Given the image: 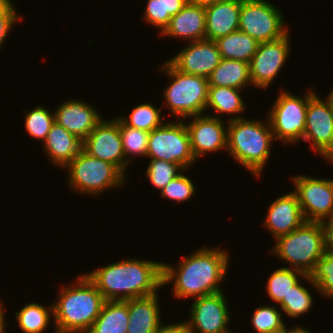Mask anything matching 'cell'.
Listing matches in <instances>:
<instances>
[{"label": "cell", "mask_w": 333, "mask_h": 333, "mask_svg": "<svg viewBox=\"0 0 333 333\" xmlns=\"http://www.w3.org/2000/svg\"><path fill=\"white\" fill-rule=\"evenodd\" d=\"M229 261L224 249L201 248L179 261L177 269L163 263V285L173 282L172 291L177 299L221 292L219 286L226 276Z\"/></svg>", "instance_id": "6da1fadb"}, {"label": "cell", "mask_w": 333, "mask_h": 333, "mask_svg": "<svg viewBox=\"0 0 333 333\" xmlns=\"http://www.w3.org/2000/svg\"><path fill=\"white\" fill-rule=\"evenodd\" d=\"M85 275L105 301H125L157 293L163 286V263L132 258Z\"/></svg>", "instance_id": "7a4b0ae2"}, {"label": "cell", "mask_w": 333, "mask_h": 333, "mask_svg": "<svg viewBox=\"0 0 333 333\" xmlns=\"http://www.w3.org/2000/svg\"><path fill=\"white\" fill-rule=\"evenodd\" d=\"M76 284L61 289L53 304L56 333H86L99 316L105 302L96 286L84 275Z\"/></svg>", "instance_id": "3957f363"}, {"label": "cell", "mask_w": 333, "mask_h": 333, "mask_svg": "<svg viewBox=\"0 0 333 333\" xmlns=\"http://www.w3.org/2000/svg\"><path fill=\"white\" fill-rule=\"evenodd\" d=\"M262 122L240 115L227 121L226 151L258 178L270 156L271 144L275 142L268 118L266 123Z\"/></svg>", "instance_id": "277c9868"}, {"label": "cell", "mask_w": 333, "mask_h": 333, "mask_svg": "<svg viewBox=\"0 0 333 333\" xmlns=\"http://www.w3.org/2000/svg\"><path fill=\"white\" fill-rule=\"evenodd\" d=\"M294 269L309 275L316 261L327 251V238L324 223L305 222L299 228L276 239L270 250Z\"/></svg>", "instance_id": "5b68a950"}, {"label": "cell", "mask_w": 333, "mask_h": 333, "mask_svg": "<svg viewBox=\"0 0 333 333\" xmlns=\"http://www.w3.org/2000/svg\"><path fill=\"white\" fill-rule=\"evenodd\" d=\"M160 69L171 79L163 91L168 109L176 117L204 114L208 100V80L176 70L168 61Z\"/></svg>", "instance_id": "8992f818"}, {"label": "cell", "mask_w": 333, "mask_h": 333, "mask_svg": "<svg viewBox=\"0 0 333 333\" xmlns=\"http://www.w3.org/2000/svg\"><path fill=\"white\" fill-rule=\"evenodd\" d=\"M64 168L68 171L71 189L84 195H99L108 188L121 187L127 179L114 164L92 157L83 150Z\"/></svg>", "instance_id": "52a82bcc"}, {"label": "cell", "mask_w": 333, "mask_h": 333, "mask_svg": "<svg viewBox=\"0 0 333 333\" xmlns=\"http://www.w3.org/2000/svg\"><path fill=\"white\" fill-rule=\"evenodd\" d=\"M313 93L314 91L309 90L305 97L301 98L283 89L278 94L268 113L275 141L282 140L292 144L303 140L308 101Z\"/></svg>", "instance_id": "ba28073f"}, {"label": "cell", "mask_w": 333, "mask_h": 333, "mask_svg": "<svg viewBox=\"0 0 333 333\" xmlns=\"http://www.w3.org/2000/svg\"><path fill=\"white\" fill-rule=\"evenodd\" d=\"M184 122H164L160 127L152 130L149 133L146 157L177 163L185 170L192 166L196 159Z\"/></svg>", "instance_id": "9c48e42d"}, {"label": "cell", "mask_w": 333, "mask_h": 333, "mask_svg": "<svg viewBox=\"0 0 333 333\" xmlns=\"http://www.w3.org/2000/svg\"><path fill=\"white\" fill-rule=\"evenodd\" d=\"M280 11L266 0H242L238 30L259 43L278 40L289 32Z\"/></svg>", "instance_id": "30bf717a"}, {"label": "cell", "mask_w": 333, "mask_h": 333, "mask_svg": "<svg viewBox=\"0 0 333 333\" xmlns=\"http://www.w3.org/2000/svg\"><path fill=\"white\" fill-rule=\"evenodd\" d=\"M292 180L295 185L293 192L297 195L306 222L325 223L333 216V179L298 175Z\"/></svg>", "instance_id": "8fae6325"}, {"label": "cell", "mask_w": 333, "mask_h": 333, "mask_svg": "<svg viewBox=\"0 0 333 333\" xmlns=\"http://www.w3.org/2000/svg\"><path fill=\"white\" fill-rule=\"evenodd\" d=\"M82 150L88 155L114 164L125 176L128 161L125 159L119 118L101 120L82 141Z\"/></svg>", "instance_id": "7c38bea8"}, {"label": "cell", "mask_w": 333, "mask_h": 333, "mask_svg": "<svg viewBox=\"0 0 333 333\" xmlns=\"http://www.w3.org/2000/svg\"><path fill=\"white\" fill-rule=\"evenodd\" d=\"M194 300L186 321L191 333H232L227 328L231 314L223 291Z\"/></svg>", "instance_id": "4fadbf2b"}, {"label": "cell", "mask_w": 333, "mask_h": 333, "mask_svg": "<svg viewBox=\"0 0 333 333\" xmlns=\"http://www.w3.org/2000/svg\"><path fill=\"white\" fill-rule=\"evenodd\" d=\"M289 32L282 38L259 43L250 63V80L253 86L267 88L281 71L290 52Z\"/></svg>", "instance_id": "5bb4252c"}, {"label": "cell", "mask_w": 333, "mask_h": 333, "mask_svg": "<svg viewBox=\"0 0 333 333\" xmlns=\"http://www.w3.org/2000/svg\"><path fill=\"white\" fill-rule=\"evenodd\" d=\"M303 140L320 156L333 145V110L316 92L309 97Z\"/></svg>", "instance_id": "9a60e30c"}, {"label": "cell", "mask_w": 333, "mask_h": 333, "mask_svg": "<svg viewBox=\"0 0 333 333\" xmlns=\"http://www.w3.org/2000/svg\"><path fill=\"white\" fill-rule=\"evenodd\" d=\"M221 59L215 41L202 39L186 44L168 62L179 72L207 78Z\"/></svg>", "instance_id": "2e32d148"}, {"label": "cell", "mask_w": 333, "mask_h": 333, "mask_svg": "<svg viewBox=\"0 0 333 333\" xmlns=\"http://www.w3.org/2000/svg\"><path fill=\"white\" fill-rule=\"evenodd\" d=\"M192 118V119H191ZM192 121L185 123L195 159L212 151L227 149V128L221 117L196 115Z\"/></svg>", "instance_id": "e0dca14e"}, {"label": "cell", "mask_w": 333, "mask_h": 333, "mask_svg": "<svg viewBox=\"0 0 333 333\" xmlns=\"http://www.w3.org/2000/svg\"><path fill=\"white\" fill-rule=\"evenodd\" d=\"M264 226L276 240L302 226L306 220L298 202L297 195L292 191L278 197L269 205Z\"/></svg>", "instance_id": "ac0fdd59"}, {"label": "cell", "mask_w": 333, "mask_h": 333, "mask_svg": "<svg viewBox=\"0 0 333 333\" xmlns=\"http://www.w3.org/2000/svg\"><path fill=\"white\" fill-rule=\"evenodd\" d=\"M57 108L54 111L55 122L82 141L102 120L94 107L81 100H66Z\"/></svg>", "instance_id": "d6986e66"}, {"label": "cell", "mask_w": 333, "mask_h": 333, "mask_svg": "<svg viewBox=\"0 0 333 333\" xmlns=\"http://www.w3.org/2000/svg\"><path fill=\"white\" fill-rule=\"evenodd\" d=\"M242 0H221L205 7L206 39L217 40L239 28Z\"/></svg>", "instance_id": "ffe728a7"}, {"label": "cell", "mask_w": 333, "mask_h": 333, "mask_svg": "<svg viewBox=\"0 0 333 333\" xmlns=\"http://www.w3.org/2000/svg\"><path fill=\"white\" fill-rule=\"evenodd\" d=\"M169 37H179L189 42L206 39L205 7L187 3L182 10L170 19L168 26L160 33Z\"/></svg>", "instance_id": "44dd1931"}, {"label": "cell", "mask_w": 333, "mask_h": 333, "mask_svg": "<svg viewBox=\"0 0 333 333\" xmlns=\"http://www.w3.org/2000/svg\"><path fill=\"white\" fill-rule=\"evenodd\" d=\"M158 294L125 300L128 304L127 333H156L162 324Z\"/></svg>", "instance_id": "7402d4cb"}, {"label": "cell", "mask_w": 333, "mask_h": 333, "mask_svg": "<svg viewBox=\"0 0 333 333\" xmlns=\"http://www.w3.org/2000/svg\"><path fill=\"white\" fill-rule=\"evenodd\" d=\"M42 144L50 161L63 168L82 150V140L56 122Z\"/></svg>", "instance_id": "603a6c76"}, {"label": "cell", "mask_w": 333, "mask_h": 333, "mask_svg": "<svg viewBox=\"0 0 333 333\" xmlns=\"http://www.w3.org/2000/svg\"><path fill=\"white\" fill-rule=\"evenodd\" d=\"M128 322L126 301H105L99 316L86 333H127Z\"/></svg>", "instance_id": "cb8c5ba5"}, {"label": "cell", "mask_w": 333, "mask_h": 333, "mask_svg": "<svg viewBox=\"0 0 333 333\" xmlns=\"http://www.w3.org/2000/svg\"><path fill=\"white\" fill-rule=\"evenodd\" d=\"M207 80L209 86H226L243 90L244 87L252 84L249 63L222 58Z\"/></svg>", "instance_id": "d4e9b609"}, {"label": "cell", "mask_w": 333, "mask_h": 333, "mask_svg": "<svg viewBox=\"0 0 333 333\" xmlns=\"http://www.w3.org/2000/svg\"><path fill=\"white\" fill-rule=\"evenodd\" d=\"M215 43L223 59L245 63H250L259 46L257 40L240 30L215 40Z\"/></svg>", "instance_id": "484cf974"}, {"label": "cell", "mask_w": 333, "mask_h": 333, "mask_svg": "<svg viewBox=\"0 0 333 333\" xmlns=\"http://www.w3.org/2000/svg\"><path fill=\"white\" fill-rule=\"evenodd\" d=\"M240 90L226 86H209L206 111L212 108L218 114H240L246 107Z\"/></svg>", "instance_id": "4316f807"}, {"label": "cell", "mask_w": 333, "mask_h": 333, "mask_svg": "<svg viewBox=\"0 0 333 333\" xmlns=\"http://www.w3.org/2000/svg\"><path fill=\"white\" fill-rule=\"evenodd\" d=\"M53 317V305L45 308L37 303L25 304L16 312V320L24 333H43Z\"/></svg>", "instance_id": "83f0119b"}, {"label": "cell", "mask_w": 333, "mask_h": 333, "mask_svg": "<svg viewBox=\"0 0 333 333\" xmlns=\"http://www.w3.org/2000/svg\"><path fill=\"white\" fill-rule=\"evenodd\" d=\"M302 278L310 282L322 295L333 298V253L327 250L316 261L312 272Z\"/></svg>", "instance_id": "f1b7e54d"}, {"label": "cell", "mask_w": 333, "mask_h": 333, "mask_svg": "<svg viewBox=\"0 0 333 333\" xmlns=\"http://www.w3.org/2000/svg\"><path fill=\"white\" fill-rule=\"evenodd\" d=\"M298 275L301 277L304 276L301 271L288 267H280L272 272L266 285L268 296L273 301L280 304L283 298L287 297L291 287L299 281Z\"/></svg>", "instance_id": "f546056e"}, {"label": "cell", "mask_w": 333, "mask_h": 333, "mask_svg": "<svg viewBox=\"0 0 333 333\" xmlns=\"http://www.w3.org/2000/svg\"><path fill=\"white\" fill-rule=\"evenodd\" d=\"M161 109H157L150 103H142L136 106L128 117L120 116L119 118L129 127L151 132L164 123Z\"/></svg>", "instance_id": "4dcf8cb0"}, {"label": "cell", "mask_w": 333, "mask_h": 333, "mask_svg": "<svg viewBox=\"0 0 333 333\" xmlns=\"http://www.w3.org/2000/svg\"><path fill=\"white\" fill-rule=\"evenodd\" d=\"M119 131L122 138L125 159L130 163L132 159L128 155L146 156L148 148L149 133L144 130L127 126L119 118Z\"/></svg>", "instance_id": "1f68e13d"}, {"label": "cell", "mask_w": 333, "mask_h": 333, "mask_svg": "<svg viewBox=\"0 0 333 333\" xmlns=\"http://www.w3.org/2000/svg\"><path fill=\"white\" fill-rule=\"evenodd\" d=\"M299 282L300 280L291 287L287 297L279 304L283 312L291 318L308 313L313 305L312 294Z\"/></svg>", "instance_id": "d6a6232c"}, {"label": "cell", "mask_w": 333, "mask_h": 333, "mask_svg": "<svg viewBox=\"0 0 333 333\" xmlns=\"http://www.w3.org/2000/svg\"><path fill=\"white\" fill-rule=\"evenodd\" d=\"M282 319L281 311L275 306L262 305L255 309L251 321L257 333H283L286 324Z\"/></svg>", "instance_id": "836d02e7"}, {"label": "cell", "mask_w": 333, "mask_h": 333, "mask_svg": "<svg viewBox=\"0 0 333 333\" xmlns=\"http://www.w3.org/2000/svg\"><path fill=\"white\" fill-rule=\"evenodd\" d=\"M25 129L28 134L35 139L43 142L46 140L47 134L55 122L54 113H50L48 108L37 105L31 111L25 113Z\"/></svg>", "instance_id": "e575fe53"}, {"label": "cell", "mask_w": 333, "mask_h": 333, "mask_svg": "<svg viewBox=\"0 0 333 333\" xmlns=\"http://www.w3.org/2000/svg\"><path fill=\"white\" fill-rule=\"evenodd\" d=\"M146 175L149 181L158 190H162L173 178L180 175L185 169L177 163L167 162L161 159H150Z\"/></svg>", "instance_id": "d590c367"}, {"label": "cell", "mask_w": 333, "mask_h": 333, "mask_svg": "<svg viewBox=\"0 0 333 333\" xmlns=\"http://www.w3.org/2000/svg\"><path fill=\"white\" fill-rule=\"evenodd\" d=\"M181 172L180 175L173 178L161 191L162 197L181 203L189 200L195 194V184Z\"/></svg>", "instance_id": "8d00e7d4"}, {"label": "cell", "mask_w": 333, "mask_h": 333, "mask_svg": "<svg viewBox=\"0 0 333 333\" xmlns=\"http://www.w3.org/2000/svg\"><path fill=\"white\" fill-rule=\"evenodd\" d=\"M15 6L11 0H0V47L5 43L10 29L18 20Z\"/></svg>", "instance_id": "74e56055"}, {"label": "cell", "mask_w": 333, "mask_h": 333, "mask_svg": "<svg viewBox=\"0 0 333 333\" xmlns=\"http://www.w3.org/2000/svg\"><path fill=\"white\" fill-rule=\"evenodd\" d=\"M145 21L163 32V6L162 0H148L145 8Z\"/></svg>", "instance_id": "f35d334b"}, {"label": "cell", "mask_w": 333, "mask_h": 333, "mask_svg": "<svg viewBox=\"0 0 333 333\" xmlns=\"http://www.w3.org/2000/svg\"><path fill=\"white\" fill-rule=\"evenodd\" d=\"M187 3L188 0H162L163 31L168 26L170 19L182 10Z\"/></svg>", "instance_id": "ab89813d"}, {"label": "cell", "mask_w": 333, "mask_h": 333, "mask_svg": "<svg viewBox=\"0 0 333 333\" xmlns=\"http://www.w3.org/2000/svg\"><path fill=\"white\" fill-rule=\"evenodd\" d=\"M156 333H191L186 321L168 325H160Z\"/></svg>", "instance_id": "60d3db41"}, {"label": "cell", "mask_w": 333, "mask_h": 333, "mask_svg": "<svg viewBox=\"0 0 333 333\" xmlns=\"http://www.w3.org/2000/svg\"><path fill=\"white\" fill-rule=\"evenodd\" d=\"M327 238V250L333 253V216L324 223Z\"/></svg>", "instance_id": "b9f144b4"}, {"label": "cell", "mask_w": 333, "mask_h": 333, "mask_svg": "<svg viewBox=\"0 0 333 333\" xmlns=\"http://www.w3.org/2000/svg\"><path fill=\"white\" fill-rule=\"evenodd\" d=\"M221 0H188L189 3L194 4V5H199V6H209L212 4H215Z\"/></svg>", "instance_id": "7bdbcfd3"}, {"label": "cell", "mask_w": 333, "mask_h": 333, "mask_svg": "<svg viewBox=\"0 0 333 333\" xmlns=\"http://www.w3.org/2000/svg\"><path fill=\"white\" fill-rule=\"evenodd\" d=\"M283 333H312L309 330H307L305 327L303 328V326H295L293 328L288 329L287 327H285V330Z\"/></svg>", "instance_id": "ee69618b"}, {"label": "cell", "mask_w": 333, "mask_h": 333, "mask_svg": "<svg viewBox=\"0 0 333 333\" xmlns=\"http://www.w3.org/2000/svg\"><path fill=\"white\" fill-rule=\"evenodd\" d=\"M4 304H2V301L0 300V333H6L5 332V317H4V307L2 306Z\"/></svg>", "instance_id": "f6af8a7d"}, {"label": "cell", "mask_w": 333, "mask_h": 333, "mask_svg": "<svg viewBox=\"0 0 333 333\" xmlns=\"http://www.w3.org/2000/svg\"><path fill=\"white\" fill-rule=\"evenodd\" d=\"M322 156L324 159L333 162V145Z\"/></svg>", "instance_id": "bcb514c9"}, {"label": "cell", "mask_w": 333, "mask_h": 333, "mask_svg": "<svg viewBox=\"0 0 333 333\" xmlns=\"http://www.w3.org/2000/svg\"><path fill=\"white\" fill-rule=\"evenodd\" d=\"M326 100L328 101L330 107L333 110V89L331 90V92L327 95Z\"/></svg>", "instance_id": "7dc6e473"}]
</instances>
